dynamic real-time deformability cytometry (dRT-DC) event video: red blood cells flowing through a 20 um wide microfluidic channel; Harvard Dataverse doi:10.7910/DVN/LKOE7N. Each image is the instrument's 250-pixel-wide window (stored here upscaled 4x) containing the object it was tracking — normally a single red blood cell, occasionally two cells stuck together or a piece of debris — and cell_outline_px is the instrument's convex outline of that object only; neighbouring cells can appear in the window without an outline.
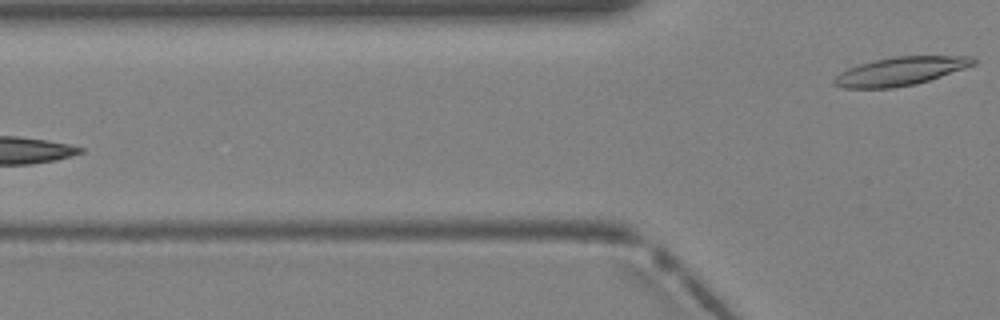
{"species": "Egyptian fruit bat (a non-hibernating species)", "species_latin": "Rousettus aegyptiacus", "temperature_condition": "warm", "stored_images_in_passage": 3, "camera_frame_rate_fps": 3000, "um_per_image_px": 0.085, "animal": {"sex": "female"}, "frame": {"image": 1, "passage_image": 3, "time_ms": 0.667, "image_size_px": [1000, 320], "cell_outline_px": [[976, 64], [916, 84], [892, 88], [844, 88], [832, 84], [832, 80], [840, 72], [848, 68], [860, 64], [876, 60], [896, 56], [972, 56], [976, 60]], "centroid_in_image_um": [76.51, 6.05], "position_along_channel_um": 49.3, "area_um2": 22.83}}